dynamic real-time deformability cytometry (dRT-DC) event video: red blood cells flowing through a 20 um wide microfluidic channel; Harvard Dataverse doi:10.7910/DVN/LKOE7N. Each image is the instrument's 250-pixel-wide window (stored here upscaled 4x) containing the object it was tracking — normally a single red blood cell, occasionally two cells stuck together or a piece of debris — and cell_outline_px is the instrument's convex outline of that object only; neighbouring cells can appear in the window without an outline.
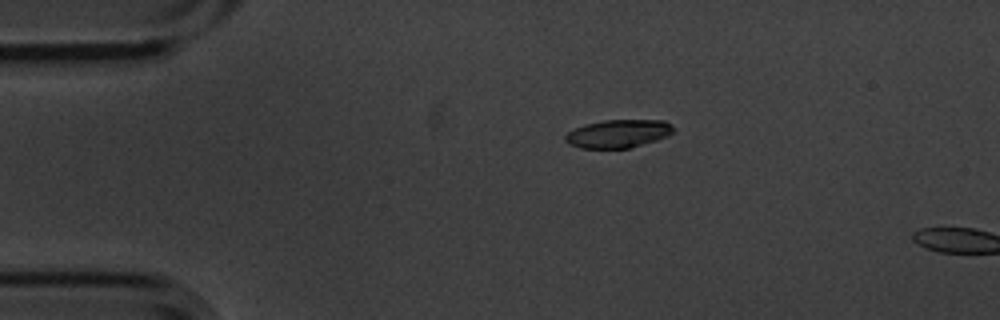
{"species": "common noctule bat (a hibernating species)", "species_latin": "Nyctalus noctula", "temperature_condition": "cold", "stored_images_in_passage": 5, "camera_frame_rate_fps": 3000, "um_per_image_px": 0.085, "animal": {"sex": "male", "body_mass_g": 20.1, "forearm_length_mm": 53.5}, "frame": {"image": 1, "passage_image": 4, "time_ms": 1.0, "image_size_px": [1000, 320], "cell_outline_px": [[672, 132], [668, 136], [656, 140], [628, 148], [580, 148], [568, 144], [564, 140], [564, 136], [568, 132], [584, 124], [604, 120], [664, 120], [672, 124]], "centroid_in_image_um": [52.52, 11.36], "position_along_channel_um": 32.5, "area_um2": 17.69}}